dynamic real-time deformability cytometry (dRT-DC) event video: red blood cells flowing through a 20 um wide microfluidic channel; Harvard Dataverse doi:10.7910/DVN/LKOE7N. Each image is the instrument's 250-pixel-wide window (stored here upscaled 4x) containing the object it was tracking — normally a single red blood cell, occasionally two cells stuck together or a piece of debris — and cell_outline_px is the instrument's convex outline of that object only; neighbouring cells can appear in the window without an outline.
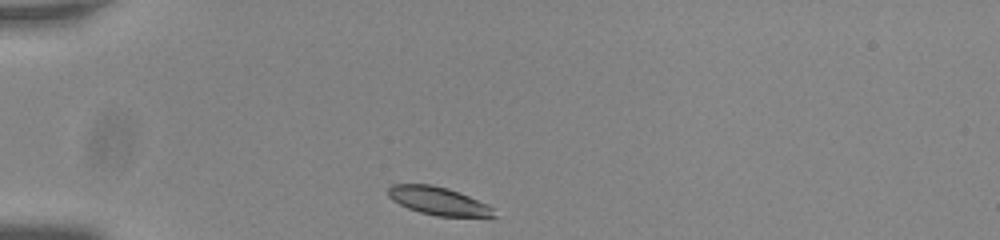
{"species": "common noctule bat (a hibernating species)", "species_latin": "Nyctalus noctula", "temperature_condition": "room temperature", "stored_images_in_passage": 34, "camera_frame_rate_fps": 3000, "um_per_image_px": 0.085, "animal": {"sex": "male", "body_mass_g": 20.0, "forearm_length_mm": 53.3}, "frame": {"image": 1, "passage_image": 1, "time_ms": 0.0, "image_size_px": [1000, 240], "cell_outline_px": [[496, 216], [436, 216], [420, 212], [408, 208], [392, 200], [388, 196], [388, 188], [392, 184], [432, 184], [448, 188], [488, 204], [492, 208]], "centroid_in_image_um": [37.22, 17.07], "position_along_channel_um": 47.8, "area_um2": 17.11}}
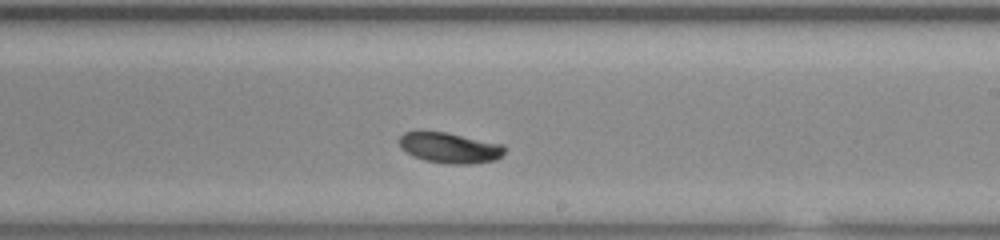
{"frame": {"image": 2, "passage_image": 20, "time_ms": 6.333, "image_size_px": [1000, 240], "cell_outline_px": [[504, 152], [496, 160], [468, 164], [448, 164], [424, 160], [412, 156], [400, 148], [400, 136], [404, 132], [448, 132], [504, 144]], "centroid_in_image_um": [38.23, 12.57], "position_along_channel_um": 250.8, "area_um2": 18.79}}
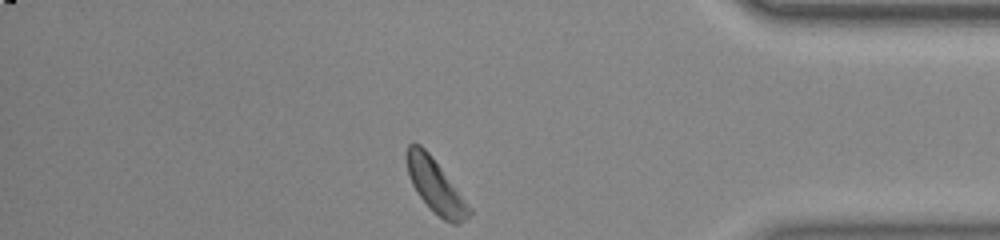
{"frame": {"image": 3, "passage_image": 34, "time_ms": 11.0, "image_size_px": [1000, 240], "cell_outline_px": [[472, 212], [460, 224], [452, 224], [444, 220], [416, 192], [412, 184], [404, 160], [404, 152], [408, 144], [412, 140], [420, 144], [428, 152], [472, 208]], "centroid_in_image_um": [36.97, 15.74], "position_along_channel_um": 398.2, "area_um2": 19.36}, "authors_computed_cell_mechanics": {"area_um2": 19.1029, "velocity_mm_per_s": 3.6795, "shape_relaxation_time_tau1_ms": 3.2307, "shape_relaxation_time_tau2_ms": null, "deformation_change_tau1": 0.1143, "deformation_change_tau2": null}}